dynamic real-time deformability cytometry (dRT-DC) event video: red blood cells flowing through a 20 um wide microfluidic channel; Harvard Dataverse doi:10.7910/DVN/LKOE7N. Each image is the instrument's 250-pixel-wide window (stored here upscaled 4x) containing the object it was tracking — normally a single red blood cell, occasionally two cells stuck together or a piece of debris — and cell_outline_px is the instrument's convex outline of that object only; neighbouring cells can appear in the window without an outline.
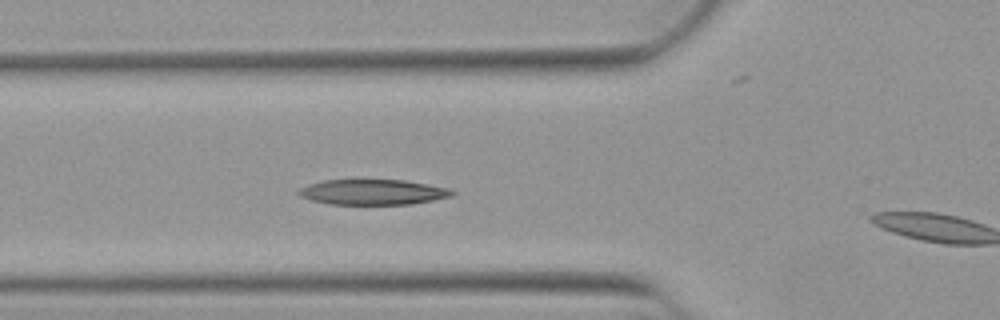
{"species": "Egyptian fruit bat (a non-hibernating species)", "species_latin": "Rousettus aegyptiacus", "temperature_condition": "warm", "stored_images_in_passage": 10, "camera_frame_rate_fps": 3000, "um_per_image_px": 0.085, "animal": {"sex": "female"}, "frame": {"image": 1, "passage_image": 9, "time_ms": 2.667, "image_size_px": [1000, 320], "cell_outline_px": [[456, 192], [452, 196], [412, 204], [328, 204], [312, 200], [300, 196], [296, 192], [300, 188], [308, 184], [324, 180], [404, 180], [428, 184], [448, 188]], "centroid_in_image_um": [31.68, 16.32], "position_along_channel_um": 94.1, "area_um2": 22.6}}